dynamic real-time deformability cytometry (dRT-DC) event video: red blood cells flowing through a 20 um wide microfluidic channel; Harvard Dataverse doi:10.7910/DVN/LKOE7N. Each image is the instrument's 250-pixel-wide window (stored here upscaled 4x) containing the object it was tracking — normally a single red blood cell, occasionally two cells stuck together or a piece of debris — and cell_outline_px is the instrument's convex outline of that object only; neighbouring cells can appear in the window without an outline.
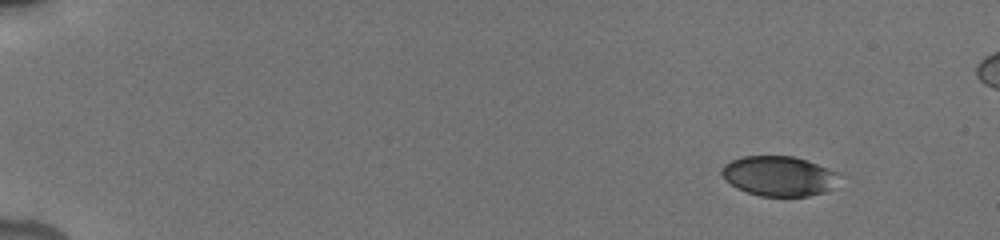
{"species": "human", "species_latin": "Homo sapiens", "temperature_condition": "cold", "stored_images_in_passage": 47, "camera_frame_rate_fps": 3000, "um_per_image_px": 0.085, "donor": {"sex": "male"}, "frame": {"image": 1, "passage_image": 1, "time_ms": 0.0, "image_size_px": [1000, 240], "cell_outline_px": [[844, 176], [832, 188], [824, 192], [808, 196], [760, 196], [736, 188], [724, 180], [720, 172], [720, 168], [724, 164], [732, 160], [744, 156], [792, 156], [816, 164], [836, 172]], "centroid_in_image_um": [66.19, 14.97], "position_along_channel_um": 18.8, "area_um2": 27.46}}
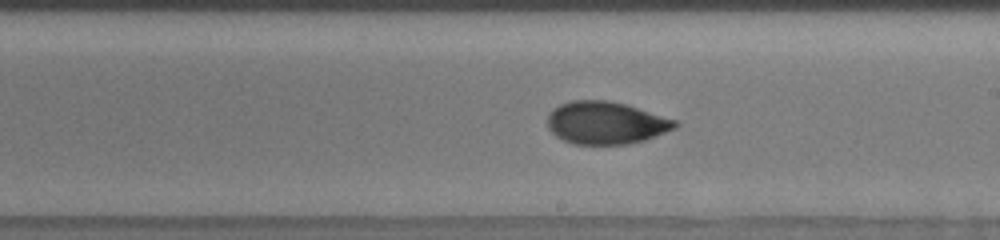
{"frame": {"image": 2, "passage_image": 26, "time_ms": 9.333, "image_size_px": [1000, 240], "cell_outline_px": [[680, 124], [676, 128], [644, 140], [628, 144], [572, 144], [556, 136], [548, 128], [548, 116], [552, 108], [560, 104], [572, 100], [608, 100], [624, 104], [676, 120]], "centroid_in_image_um": [51.48, 10.44], "position_along_channel_um": 237.5, "area_um2": 31.5}}
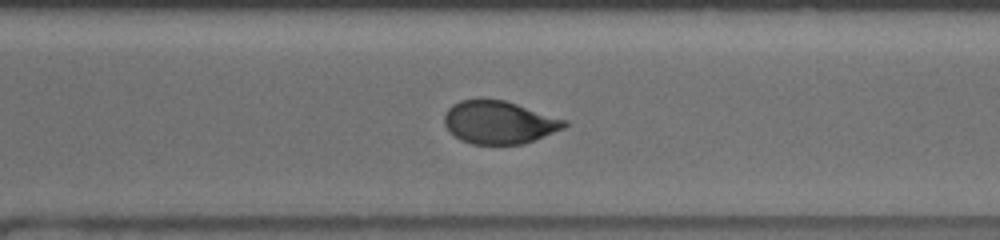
{"frame": {"image": 3, "passage_image": 33, "time_ms": 11.667, "image_size_px": [1000, 240], "cell_outline_px": [[568, 124], [564, 128], [524, 144], [472, 144], [460, 140], [444, 124], [444, 116], [448, 108], [452, 104], [460, 100], [480, 96], [504, 100], [568, 120]], "centroid_in_image_um": [42.4, 10.36], "position_along_channel_um": 328.2, "area_um2": 30.4}}